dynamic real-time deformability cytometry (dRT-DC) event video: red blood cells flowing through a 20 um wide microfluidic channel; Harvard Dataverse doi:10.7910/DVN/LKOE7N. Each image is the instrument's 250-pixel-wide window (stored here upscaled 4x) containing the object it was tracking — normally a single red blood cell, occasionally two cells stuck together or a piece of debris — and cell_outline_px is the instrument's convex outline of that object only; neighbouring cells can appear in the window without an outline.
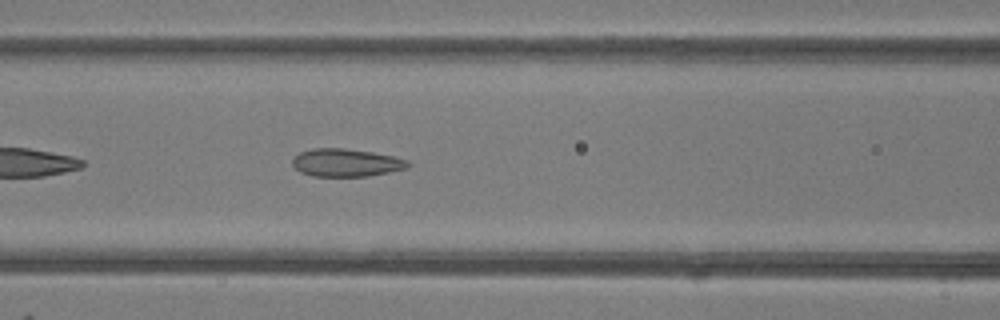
{"species": "common noctule bat (a hibernating species)", "species_latin": "Nyctalus noctula", "temperature_condition": "room temperature", "stored_images_in_passage": 35, "camera_frame_rate_fps": 3000, "um_per_image_px": 0.085, "animal": {"sex": "female"}, "frame": {"image": 1, "passage_image": 7, "time_ms": 2.0, "image_size_px": [1000, 320], "cell_outline_px": [[412, 164], [408, 168], [368, 176], [312, 176], [300, 172], [292, 164], [292, 160], [300, 152], [312, 148], [344, 148], [372, 152], [392, 156], [408, 160]], "centroid_in_image_um": [29.43, 13.82], "position_along_channel_um": 137.2, "area_um2": 18.73}}
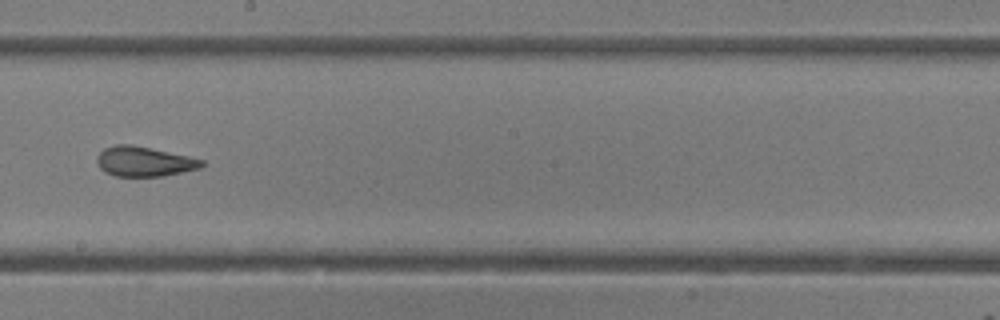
{"frame": {"image": 2, "passage_image": 14, "time_ms": 4.333, "image_size_px": [1000, 320], "cell_outline_px": [[204, 164], [200, 168], [164, 176], [116, 176], [104, 172], [100, 168], [96, 160], [96, 156], [104, 148], [116, 144], [132, 144], [188, 156], [204, 160]], "centroid_in_image_um": [12.23, 13.72], "position_along_channel_um": 236.0, "area_um2": 18.26}}
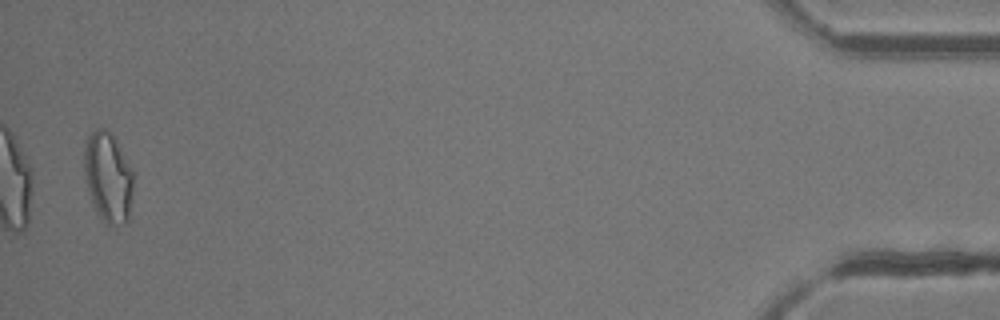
{"frame": {"image": 3, "passage_image": 34, "time_ms": 11.0, "image_size_px": [1000, 320], "cell_outline_px": [[132, 188], [128, 220], [124, 224], [112, 228], [96, 212], [88, 188], [84, 172], [84, 140], [96, 128], [104, 128], [112, 132], [132, 168]], "centroid_in_image_um": [9.18, 15.03], "position_along_channel_um": 426.0, "area_um2": 25.89}, "authors_computed_cell_mechanics": {"area_um2": 19.1318, "velocity_mm_per_s": 4.227, "shape_relaxation_time_tau1_ms": null, "shape_relaxation_time_tau2_ms": 1.3123, "deformation_change_tau1": null, "deformation_change_tau2": 0.0845}}